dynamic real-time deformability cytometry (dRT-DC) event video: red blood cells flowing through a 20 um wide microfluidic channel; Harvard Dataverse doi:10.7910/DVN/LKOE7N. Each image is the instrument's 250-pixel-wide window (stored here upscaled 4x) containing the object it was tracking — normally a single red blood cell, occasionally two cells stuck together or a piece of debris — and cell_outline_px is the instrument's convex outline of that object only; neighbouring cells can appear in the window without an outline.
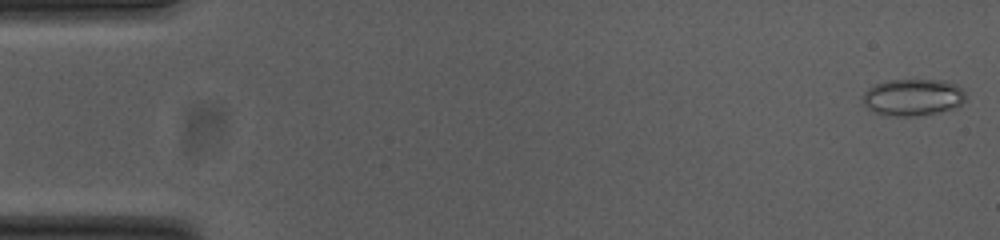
{"species": "common noctule bat (a hibernating species)", "species_latin": "Nyctalus noctula", "temperature_condition": "cold", "stored_images_in_passage": 54, "camera_frame_rate_fps": 3000, "um_per_image_px": 0.085, "animal": {"sex": "female", "body_mass_g": 23.0, "forearm_length_mm": 53.4}, "frame": {"image": 1, "passage_image": 1, "time_ms": 0.0, "image_size_px": [1000, 240], "cell_outline_px": [[968, 96], [960, 104], [952, 108], [936, 112], [916, 116], [888, 116], [872, 112], [864, 104], [860, 96], [868, 88], [876, 84], [888, 80], [948, 80], [964, 88]], "centroid_in_image_um": [77.59, 8.26], "position_along_channel_um": 7.4, "area_um2": 22.43}}
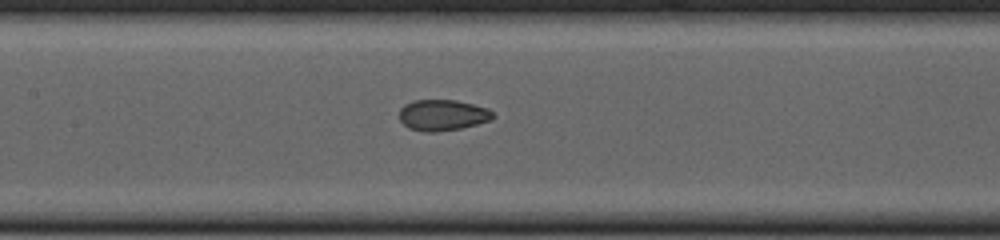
{"frame": {"image": 2, "passage_image": 25, "time_ms": 8.0, "image_size_px": [1000, 240], "cell_outline_px": [[496, 116], [488, 120], [476, 124], [460, 128], [436, 132], [424, 132], [408, 128], [400, 120], [400, 108], [404, 104], [416, 100], [456, 100], [488, 108]], "centroid_in_image_um": [37.6, 9.78], "position_along_channel_um": 169.8, "area_um2": 16.82}}
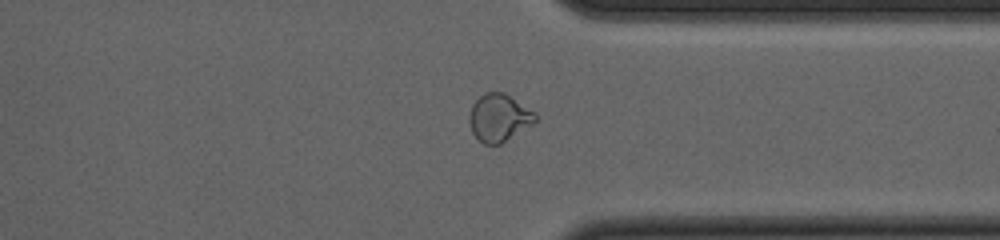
{"frame": {"image": 3, "passage_image": 41, "time_ms": 13.333, "image_size_px": [1000, 240], "cell_outline_px": [[536, 120], [532, 124], [500, 144], [484, 144], [472, 132], [468, 120], [468, 116], [472, 104], [484, 92], [504, 92], [536, 112]], "centroid_in_image_um": [42.4, 9.99], "position_along_channel_um": 369.0, "area_um2": 18.21}, "authors_computed_cell_mechanics": {"area_um2": 18.2648, "velocity_mm_per_s": 3.7711, "shape_relaxation_time_tau1_ms": null, "shape_relaxation_time_tau2_ms": 1.1135, "deformation_change_tau1": null, "deformation_change_tau2": 0.0529}}